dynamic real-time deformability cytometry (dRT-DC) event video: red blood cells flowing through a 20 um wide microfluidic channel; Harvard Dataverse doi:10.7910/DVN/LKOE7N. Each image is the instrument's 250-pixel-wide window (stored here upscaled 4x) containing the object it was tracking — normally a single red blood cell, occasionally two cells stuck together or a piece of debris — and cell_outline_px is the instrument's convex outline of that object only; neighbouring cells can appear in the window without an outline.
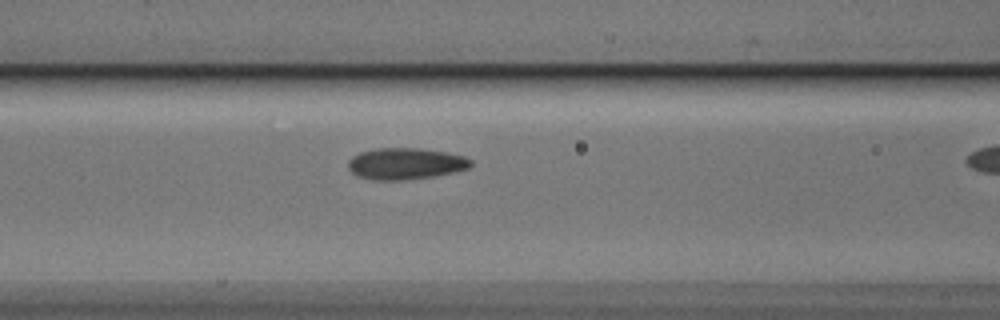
{"species": "Egyptian fruit bat (a non-hibernating species)", "species_latin": "Rousettus aegyptiacus", "temperature_condition": "cold", "stored_images_in_passage": 28, "camera_frame_rate_fps": 3000, "um_per_image_px": 0.085, "animal": {"sex": "male"}, "frame": {"image": 1, "passage_image": 5, "time_ms": 1.333, "image_size_px": [1000, 320], "cell_outline_px": [[472, 164], [468, 168], [452, 172], [432, 176], [404, 180], [372, 180], [356, 176], [348, 168], [348, 160], [352, 156], [360, 152], [376, 148], [420, 148], [444, 152], [464, 156], [472, 160]], "centroid_in_image_um": [34.42, 13.91], "position_along_channel_um": 132.2, "area_um2": 22.48}}
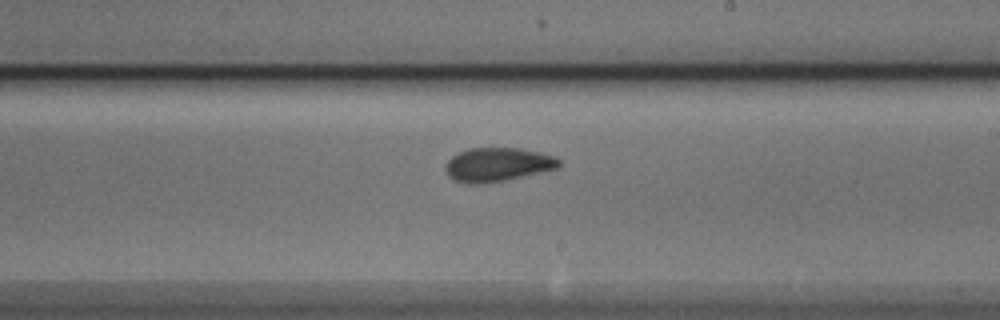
{"frame": {"image": 2, "passage_image": 14, "time_ms": 4.333, "image_size_px": [1000, 320], "cell_outline_px": [[560, 164], [556, 168], [504, 180], [484, 184], [468, 184], [456, 180], [448, 176], [444, 168], [448, 160], [452, 156], [468, 148], [520, 148], [540, 152], [556, 156], [560, 160]], "centroid_in_image_um": [42.27, 13.98], "position_along_channel_um": 246.7, "area_um2": 22.25}}
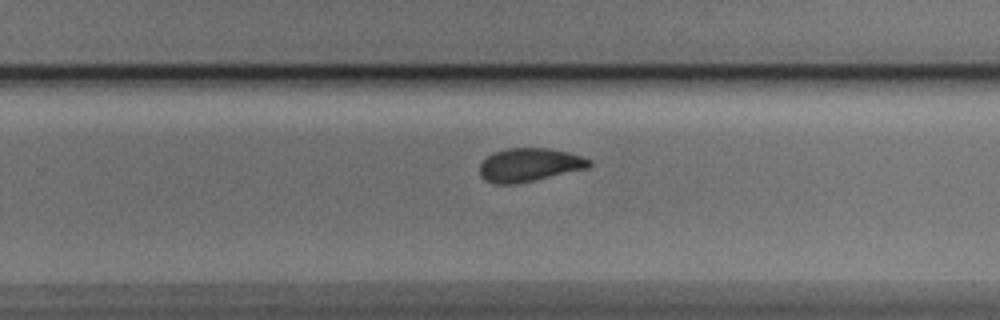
{"frame": {"image": 3, "passage_image": 17, "time_ms": 5.333, "image_size_px": [1000, 320], "cell_outline_px": [[592, 164], [588, 168], [516, 184], [492, 184], [484, 180], [480, 176], [480, 164], [492, 152], [508, 148], [552, 148], [584, 156], [592, 160]], "centroid_in_image_um": [45.0, 14.01], "position_along_channel_um": 284.8, "area_um2": 21.56}, "authors_computed_cell_mechanics": {"area_um2": 21.5883, "velocity_mm_per_s": 3.8175, "shape_relaxation_time_tau1_ms": null, "shape_relaxation_time_tau2_ms": 0.5648, "deformation_change_tau1": null, "deformation_change_tau2": 0.0291}}